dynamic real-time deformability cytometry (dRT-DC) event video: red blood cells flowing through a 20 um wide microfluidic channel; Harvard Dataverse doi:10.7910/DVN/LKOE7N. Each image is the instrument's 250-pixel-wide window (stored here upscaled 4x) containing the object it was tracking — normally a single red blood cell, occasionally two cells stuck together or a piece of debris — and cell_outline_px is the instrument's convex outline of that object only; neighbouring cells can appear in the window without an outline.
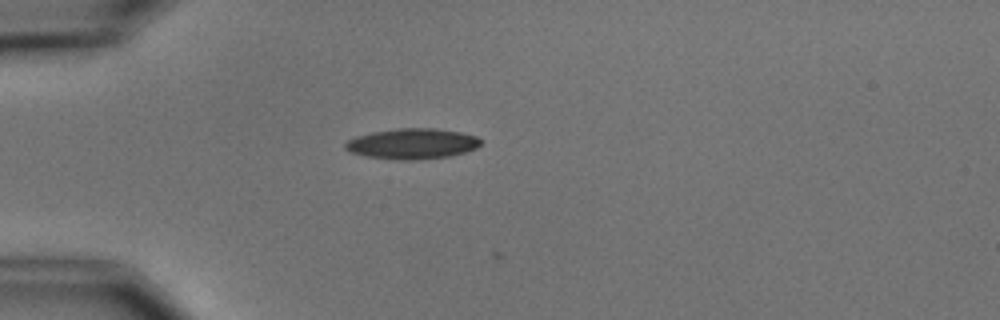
{"species": "common noctule bat (a hibernating species)", "species_latin": "Nyctalus noctula", "temperature_condition": "cold", "stored_images_in_passage": 2, "camera_frame_rate_fps": 3000, "um_per_image_px": 0.085, "animal": {"sex": "male", "body_mass_g": 15.6}, "frame": {"image": 1, "passage_image": 1, "time_ms": 0.0, "image_size_px": [1000, 320], "cell_outline_px": [[480, 144], [476, 148], [464, 152], [448, 156], [416, 160], [400, 160], [364, 156], [352, 152], [344, 148], [344, 144], [348, 140], [356, 136], [372, 132], [396, 128], [436, 128], [460, 132], [476, 136], [480, 140]], "centroid_in_image_um": [35.01, 12.21], "position_along_channel_um": 50.0, "area_um2": 24.04}}